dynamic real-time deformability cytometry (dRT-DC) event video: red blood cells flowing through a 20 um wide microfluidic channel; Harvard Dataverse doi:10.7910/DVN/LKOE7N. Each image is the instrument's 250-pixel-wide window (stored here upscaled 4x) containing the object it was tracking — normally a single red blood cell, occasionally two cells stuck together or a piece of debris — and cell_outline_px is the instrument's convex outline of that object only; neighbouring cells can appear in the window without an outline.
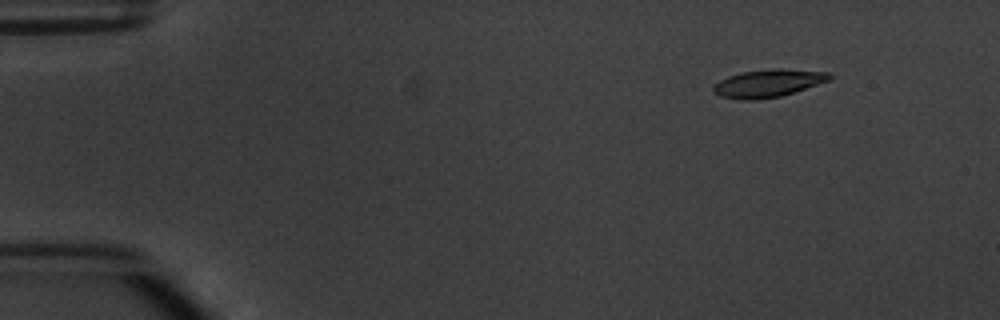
{"species": "common noctule bat (a hibernating species)", "species_latin": "Nyctalus noctula", "temperature_condition": "warm", "stored_images_in_passage": 5, "camera_frame_rate_fps": 3000, "um_per_image_px": 0.085, "animal": {"sex": "male", "body_mass_g": 20.1, "forearm_length_mm": 53.5}, "frame": {"image": 1, "passage_image": 2, "time_ms": 1.333, "image_size_px": [1000, 320], "cell_outline_px": [[832, 80], [780, 96], [756, 100], [740, 100], [720, 96], [712, 92], [712, 88], [720, 80], [728, 76], [740, 72], [772, 68], [776, 68], [828, 72], [832, 76]], "centroid_in_image_um": [65.28, 7.07], "position_along_channel_um": 19.7, "area_um2": 18.84}}
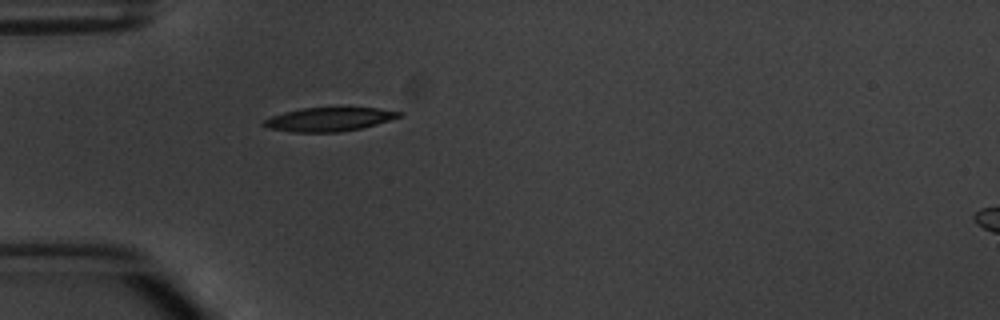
{"frame": {"image": 2, "passage_image": 5, "time_ms": 4.667, "image_size_px": [1000, 320], "cell_outline_px": [[404, 116], [376, 124], [360, 128], [340, 132], [292, 132], [268, 128], [260, 124], [264, 120], [272, 116], [284, 112], [304, 108], [376, 108], [404, 112]], "centroid_in_image_um": [27.98, 10.15], "position_along_channel_um": 57.0, "area_um2": 18.67}}